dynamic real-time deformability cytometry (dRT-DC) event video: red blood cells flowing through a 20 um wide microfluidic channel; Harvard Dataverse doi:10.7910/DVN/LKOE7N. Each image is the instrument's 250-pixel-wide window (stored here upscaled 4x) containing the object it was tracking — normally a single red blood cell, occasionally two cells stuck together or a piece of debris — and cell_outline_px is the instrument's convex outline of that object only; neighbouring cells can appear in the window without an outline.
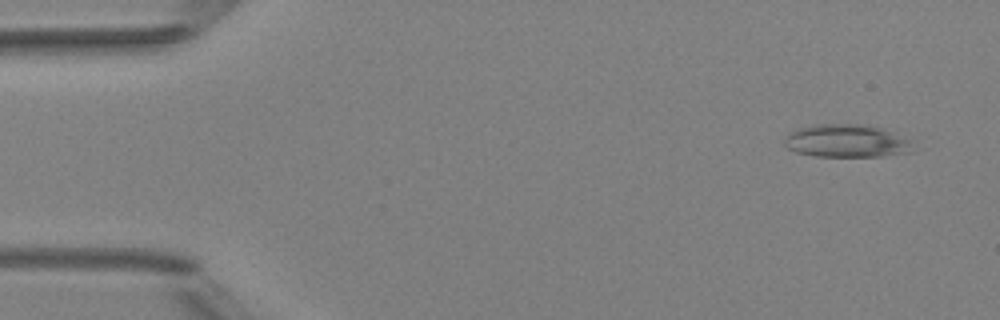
{"species": "Egyptian fruit bat (a non-hibernating species)", "species_latin": "Rousettus aegyptiacus", "temperature_condition": "room temperature", "stored_images_in_passage": 4, "camera_frame_rate_fps": 3000, "um_per_image_px": 0.085, "animal": {"sex": "female"}, "frame": {"image": 1, "passage_image": 1, "time_ms": 0.0, "image_size_px": [1000, 320], "cell_outline_px": [[916, 140], [912, 152], [880, 156], [816, 156], [796, 152], [788, 148], [784, 144], [784, 136], [800, 128], [816, 124], [864, 124], [880, 128]], "centroid_in_image_um": [72.03, 11.98], "position_along_channel_um": 13.0, "area_um2": 24.85}}
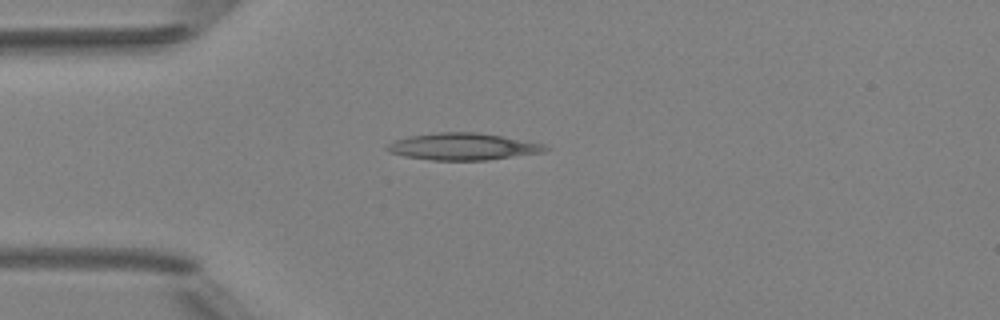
{"frame": {"image": 2, "passage_image": 4, "time_ms": 3.333, "image_size_px": [1000, 320], "cell_outline_px": [[552, 148], [544, 152], [488, 160], [432, 160], [404, 156], [388, 152], [384, 148], [388, 144], [396, 140], [408, 136], [436, 132], [476, 132], [504, 136], [544, 144]], "centroid_in_image_um": [39.36, 12.45], "position_along_channel_um": 45.6, "area_um2": 24.97}}